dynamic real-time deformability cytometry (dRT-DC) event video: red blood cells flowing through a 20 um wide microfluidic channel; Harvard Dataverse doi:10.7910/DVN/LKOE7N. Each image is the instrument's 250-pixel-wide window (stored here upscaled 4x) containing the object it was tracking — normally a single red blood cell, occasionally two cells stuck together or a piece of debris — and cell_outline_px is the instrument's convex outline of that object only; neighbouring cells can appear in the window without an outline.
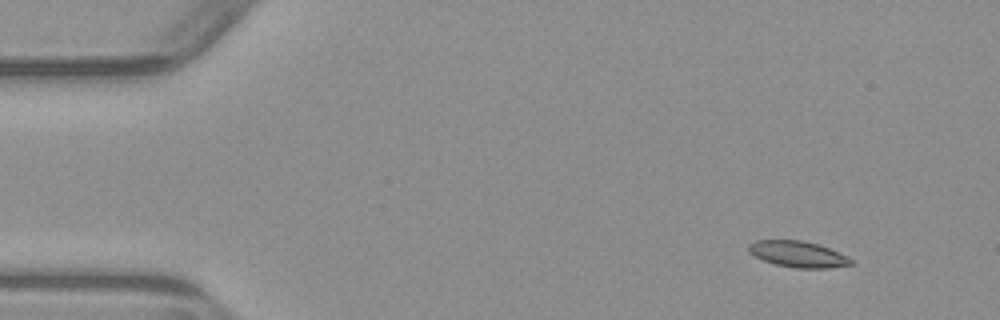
{"species": "common noctule bat (a hibernating species)", "species_latin": "Nyctalus noctula", "temperature_condition": "warm", "stored_images_in_passage": 3, "camera_frame_rate_fps": 3000, "um_per_image_px": 0.085, "animal": {"sex": "male", "body_mass_g": 23.1, "forearm_length_mm": 52.7}, "frame": {"image": 1, "passage_image": 1, "time_ms": 0.0, "image_size_px": [1000, 320], "cell_outline_px": [[856, 264], [828, 268], [796, 268], [776, 264], [764, 260], [748, 252], [748, 244], [756, 240], [804, 240], [828, 248], [852, 260]], "centroid_in_image_um": [67.8, 21.6], "position_along_channel_um": 17.2, "area_um2": 15.37}}